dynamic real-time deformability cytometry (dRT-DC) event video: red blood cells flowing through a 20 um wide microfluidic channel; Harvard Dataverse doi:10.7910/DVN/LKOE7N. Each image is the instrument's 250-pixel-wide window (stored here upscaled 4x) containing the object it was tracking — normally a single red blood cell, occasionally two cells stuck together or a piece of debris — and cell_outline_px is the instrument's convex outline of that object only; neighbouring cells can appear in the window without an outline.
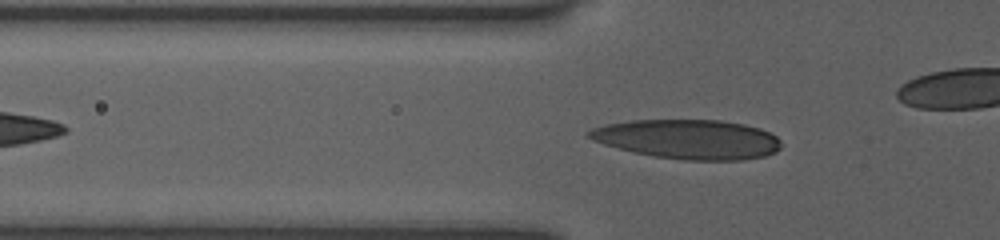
{"species": "human", "species_latin": "Homo sapiens", "temperature_condition": "room temperature", "stored_images_in_passage": 35, "camera_frame_rate_fps": 3000, "um_per_image_px": 0.085, "donor": {"sex": "female"}, "frame": {"image": 1, "passage_image": 8, "time_ms": 2.333, "image_size_px": [1000, 240], "cell_outline_px": [[780, 148], [776, 152], [764, 156], [740, 160], [684, 160], [652, 156], [632, 152], [604, 144], [592, 140], [584, 132], [592, 128], [608, 124], [632, 120], [720, 120], [744, 124], [760, 128], [776, 136], [780, 140]], "centroid_in_image_um": [58.48, 11.83], "position_along_channel_um": 67.3, "area_um2": 44.22}}
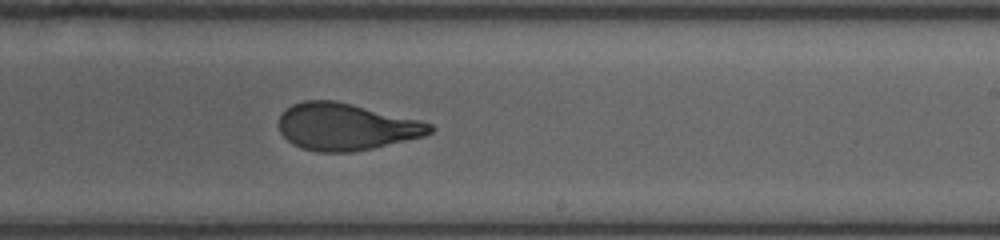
{"frame": {"image": 2, "passage_image": 23, "time_ms": 7.333, "image_size_px": [1000, 240], "cell_outline_px": [[436, 128], [432, 132], [424, 136], [372, 148], [352, 152], [316, 152], [300, 148], [292, 144], [280, 132], [280, 116], [292, 104], [304, 100], [336, 100], [420, 120], [432, 124]], "centroid_in_image_um": [29.42, 10.77], "position_along_channel_um": 259.6, "area_um2": 41.33}}
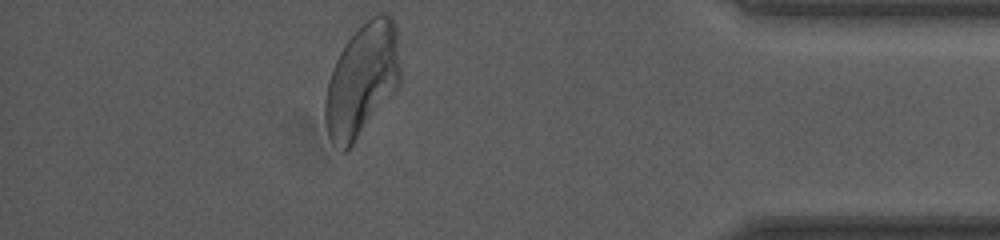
{"frame": {"image": 3, "passage_image": 35, "time_ms": 11.333, "image_size_px": [1000, 240], "cell_outline_px": [[400, 84], [352, 144], [344, 152], [340, 152], [332, 144], [328, 136], [324, 120], [324, 100], [328, 80], [332, 68], [340, 52], [364, 16], [376, 12], [392, 16], [396, 24], [400, 68]], "centroid_in_image_um": [30.75, 6.73], "position_along_channel_um": 404.4, "area_um2": 49.94}, "authors_computed_cell_mechanics": {"area_um2": 42.7142, "velocity_mm_per_s": 3.8974, "shape_relaxation_time_tau1_ms": 4.337, "shape_relaxation_time_tau2_ms": 1.1842, "deformation_change_tau1": 0.181, "deformation_change_tau2": 0.0881}}